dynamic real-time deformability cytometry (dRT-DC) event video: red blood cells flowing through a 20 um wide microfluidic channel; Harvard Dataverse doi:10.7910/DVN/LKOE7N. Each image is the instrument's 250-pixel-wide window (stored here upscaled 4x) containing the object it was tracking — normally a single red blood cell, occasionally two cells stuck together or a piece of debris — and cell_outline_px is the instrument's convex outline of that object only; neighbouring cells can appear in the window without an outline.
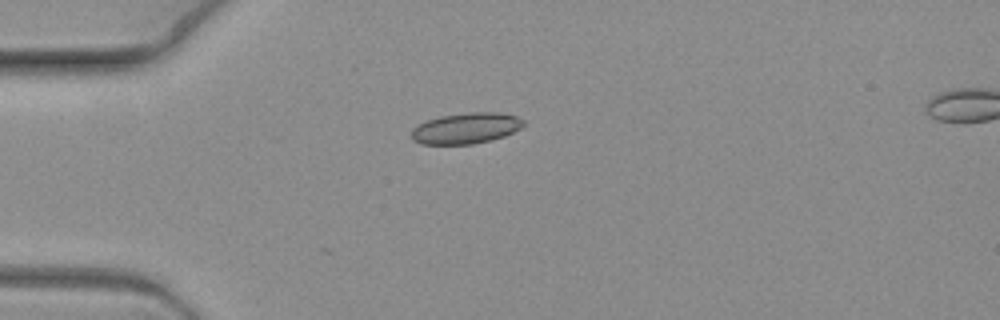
{"species": "common noctule bat (a hibernating species)", "species_latin": "Nyctalus noctula", "temperature_condition": "warm", "stored_images_in_passage": 5, "camera_frame_rate_fps": 3000, "um_per_image_px": 0.085, "animal": {"sex": "female", "body_mass_g": 19.3, "forearm_length_mm": 54.1}, "frame": {"image": 1, "passage_image": 1, "time_ms": 0.0, "image_size_px": [1000, 320], "cell_outline_px": [[524, 124], [520, 128], [504, 136], [472, 144], [420, 144], [412, 140], [412, 128], [416, 124], [440, 116], [468, 112], [496, 112], [516, 116], [524, 120]], "centroid_in_image_um": [39.57, 10.89], "position_along_channel_um": 45.4, "area_um2": 20.11}}
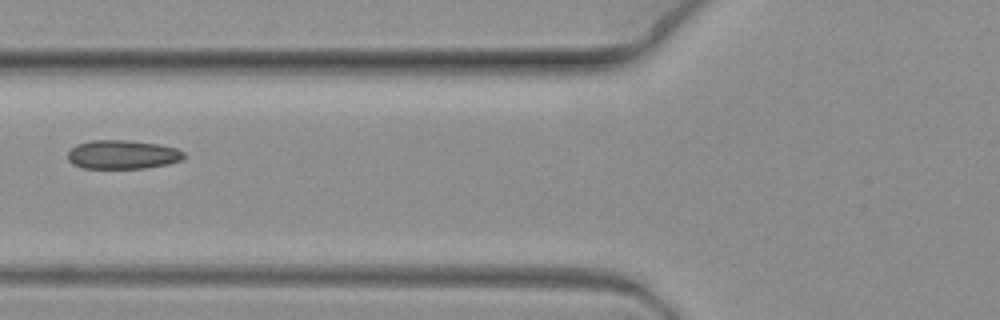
{"frame": {"image": 2, "passage_image": 3, "time_ms": 0.667, "image_size_px": [1000, 320], "cell_outline_px": [[184, 156], [180, 160], [168, 164], [144, 168], [84, 168], [72, 164], [68, 160], [68, 152], [76, 144], [92, 140], [124, 140], [160, 144], [176, 148], [184, 152]], "centroid_in_image_um": [10.4, 13.13], "position_along_channel_um": 115.4, "area_um2": 19.48}}
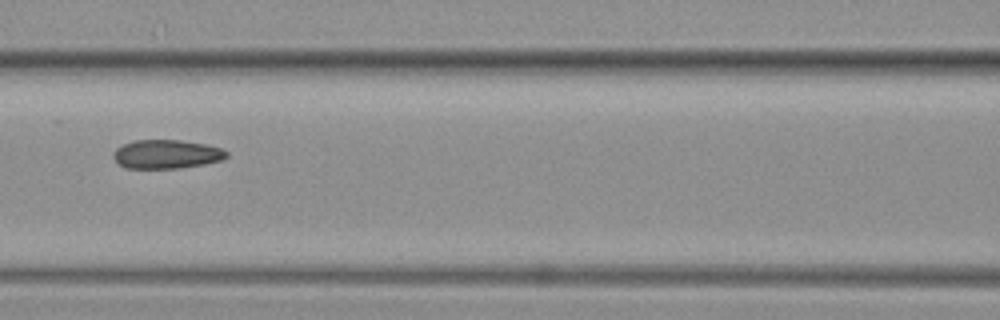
{"frame": {"image": 3, "passage_image": 4, "time_ms": 1.0, "image_size_px": [1000, 320], "cell_outline_px": [[228, 156], [224, 160], [204, 164], [180, 168], [124, 168], [112, 156], [112, 152], [116, 148], [124, 144], [136, 140], [180, 140], [204, 144], [220, 148], [228, 152]], "centroid_in_image_um": [14.16, 13.11], "position_along_channel_um": 152.4, "area_um2": 19.02}}